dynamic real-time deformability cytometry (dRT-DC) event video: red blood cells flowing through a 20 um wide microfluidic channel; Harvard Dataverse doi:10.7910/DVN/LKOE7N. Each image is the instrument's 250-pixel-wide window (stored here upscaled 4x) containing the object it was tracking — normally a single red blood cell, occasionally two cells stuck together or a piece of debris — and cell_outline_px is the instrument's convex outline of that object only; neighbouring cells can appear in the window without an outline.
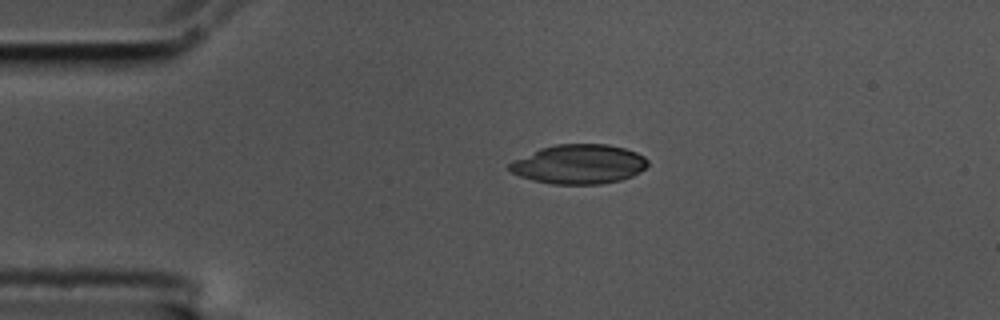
{"species": "common noctule bat (a hibernating species)", "species_latin": "Nyctalus noctula", "temperature_condition": "cold", "stored_images_in_passage": 2, "camera_frame_rate_fps": 3000, "um_per_image_px": 0.085, "animal": {"sex": "male", "body_mass_g": 17.5, "forearm_length_mm": 52.3}, "frame": {"image": 1, "passage_image": 1, "time_ms": 0.0, "image_size_px": [1000, 320], "cell_outline_px": [[648, 164], [640, 172], [632, 176], [620, 180], [600, 184], [552, 184], [532, 180], [520, 176], [512, 172], [508, 168], [508, 164], [540, 148], [556, 144], [608, 144], [624, 148], [636, 152], [644, 156], [648, 160]], "centroid_in_image_um": [49.23, 13.96], "position_along_channel_um": 35.8, "area_um2": 31.62}}